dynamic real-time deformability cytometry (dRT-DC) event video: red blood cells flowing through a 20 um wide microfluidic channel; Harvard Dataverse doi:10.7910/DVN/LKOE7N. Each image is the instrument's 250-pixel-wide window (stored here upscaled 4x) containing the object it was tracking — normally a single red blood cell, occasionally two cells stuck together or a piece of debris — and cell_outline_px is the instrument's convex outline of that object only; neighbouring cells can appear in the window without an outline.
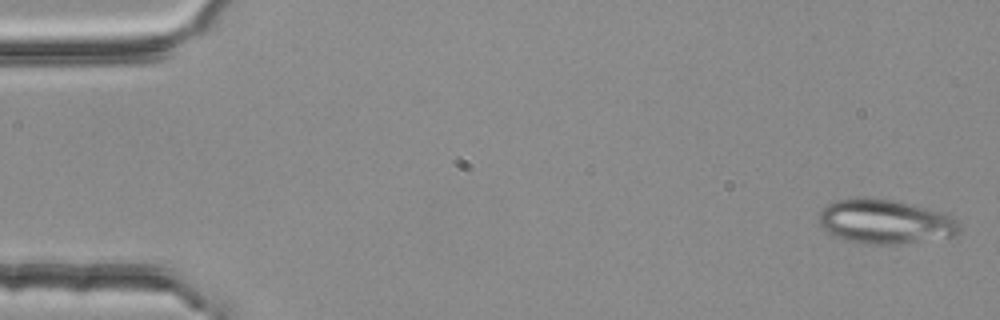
{"species": "common noctule bat (a hibernating species)", "species_latin": "Nyctalus noctula", "temperature_condition": "room temperature", "stored_images_in_passage": 5, "camera_frame_rate_fps": 3000, "um_per_image_px": 0.085, "animal": {"sex": "female", "body_mass_g": 25.1}, "frame": {"image": 1, "passage_image": 1, "time_ms": 0.0, "image_size_px": [1000, 320], "cell_outline_px": [[960, 232], [956, 236], [900, 244], [868, 244], [848, 240], [832, 236], [820, 224], [820, 212], [828, 204], [836, 200], [856, 196], [864, 196], [892, 200], [940, 212], [948, 216], [960, 224]], "centroid_in_image_um": [75.21, 18.84], "position_along_channel_um": 9.8, "area_um2": 36.13}}